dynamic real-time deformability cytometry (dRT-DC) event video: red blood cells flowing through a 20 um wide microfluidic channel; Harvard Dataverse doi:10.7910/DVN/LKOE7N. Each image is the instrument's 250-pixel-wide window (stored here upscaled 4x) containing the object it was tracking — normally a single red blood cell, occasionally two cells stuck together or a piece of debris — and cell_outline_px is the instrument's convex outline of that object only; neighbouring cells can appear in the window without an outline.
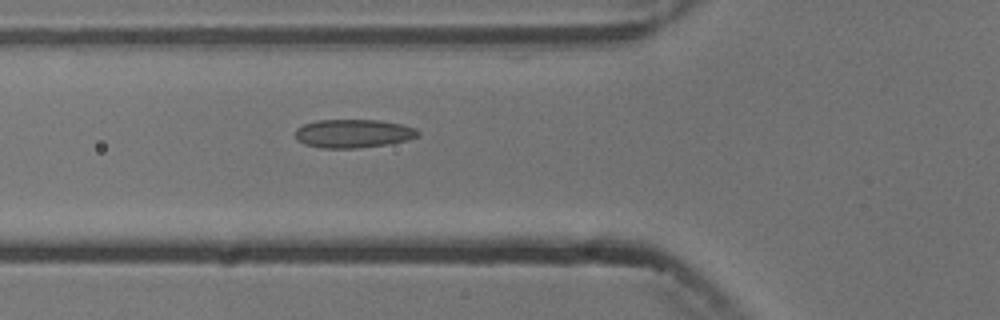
{"species": "common noctule bat (a hibernating species)", "species_latin": "Nyctalus noctula", "temperature_condition": "cold", "stored_images_in_passage": 6, "camera_frame_rate_fps": 3000, "um_per_image_px": 0.085, "animal": {"sex": "male", "body_mass_g": 13.3}, "frame": {"image": 1, "passage_image": 6, "time_ms": 5.667, "image_size_px": [1000, 320], "cell_outline_px": [[420, 136], [408, 140], [388, 144], [356, 148], [324, 148], [304, 144], [296, 140], [296, 128], [304, 124], [316, 120], [380, 120], [400, 124], [416, 128], [420, 132]], "centroid_in_image_um": [30.04, 11.35], "position_along_channel_um": 95.8, "area_um2": 20.46}}